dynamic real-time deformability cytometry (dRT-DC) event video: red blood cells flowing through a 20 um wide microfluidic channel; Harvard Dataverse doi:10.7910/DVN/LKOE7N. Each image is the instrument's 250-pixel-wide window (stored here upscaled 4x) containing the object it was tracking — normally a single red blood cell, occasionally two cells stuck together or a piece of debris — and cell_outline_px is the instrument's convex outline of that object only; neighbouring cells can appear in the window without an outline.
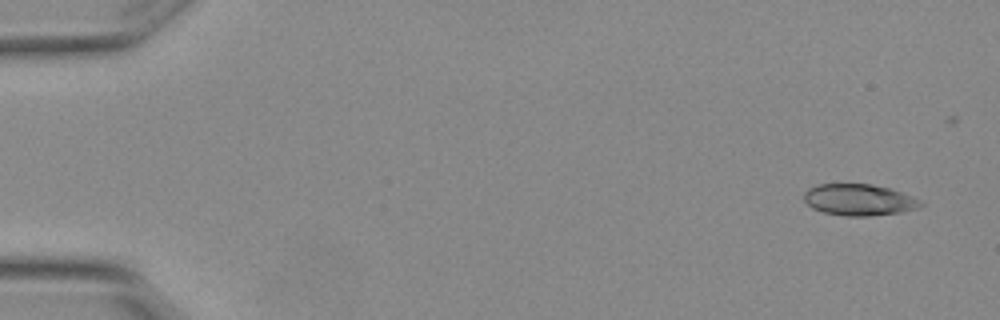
{"species": "Egyptian fruit bat (a non-hibernating species)", "species_latin": "Rousettus aegyptiacus", "temperature_condition": "warm", "stored_images_in_passage": 5, "camera_frame_rate_fps": 3000, "um_per_image_px": 0.085, "animal": {"sex": "female"}, "frame": {"image": 1, "passage_image": 1, "time_ms": 0.0, "image_size_px": [1000, 320], "cell_outline_px": [[924, 204], [916, 208], [900, 212], [868, 216], [844, 216], [824, 212], [812, 208], [804, 200], [804, 192], [808, 188], [816, 184], [872, 184], [888, 188], [912, 196], [920, 200]], "centroid_in_image_um": [72.98, 16.98], "position_along_channel_um": 12.0, "area_um2": 21.27}}
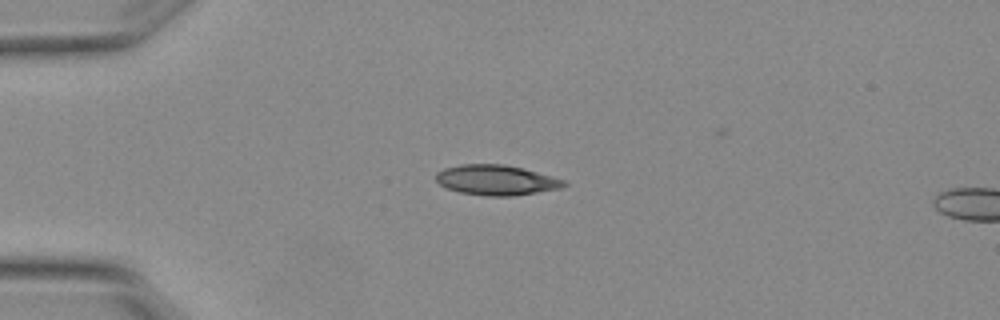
{"frame": {"image": 2, "passage_image": 4, "time_ms": 1.0, "image_size_px": [1000, 320], "cell_outline_px": [[568, 184], [560, 188], [512, 196], [488, 196], [460, 192], [448, 188], [440, 184], [436, 180], [436, 172], [444, 168], [460, 164], [504, 164], [552, 176], [564, 180]], "centroid_in_image_um": [42.16, 15.3], "position_along_channel_um": 42.8, "area_um2": 22.25}}